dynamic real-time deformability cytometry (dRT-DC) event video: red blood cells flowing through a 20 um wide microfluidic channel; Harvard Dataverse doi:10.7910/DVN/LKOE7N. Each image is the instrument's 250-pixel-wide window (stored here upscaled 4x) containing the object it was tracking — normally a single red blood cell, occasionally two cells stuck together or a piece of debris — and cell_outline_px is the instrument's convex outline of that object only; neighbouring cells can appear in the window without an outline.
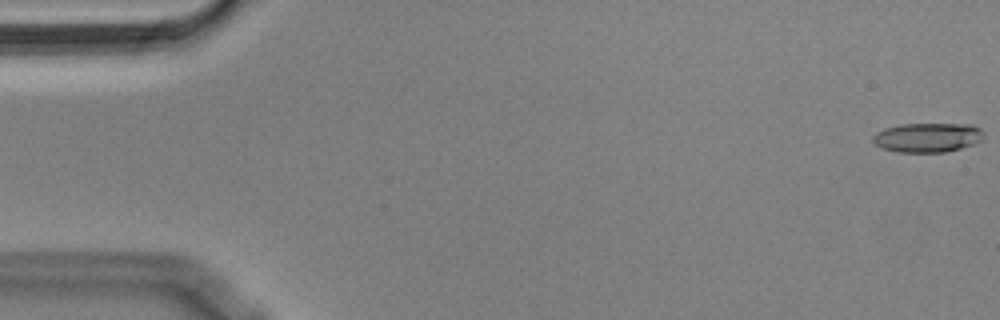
{"species": "Egyptian fruit bat (a non-hibernating species)", "species_latin": "Rousettus aegyptiacus", "temperature_condition": "cold", "stored_images_in_passage": 8, "camera_frame_rate_fps": 3000, "um_per_image_px": 0.085, "animal": {"sex": "male"}, "frame": {"image": 1, "passage_image": 1, "time_ms": 0.0, "image_size_px": [1000, 320], "cell_outline_px": [[984, 140], [960, 148], [944, 152], [900, 152], [884, 148], [876, 144], [872, 140], [872, 136], [876, 132], [884, 128], [900, 124], [972, 124], [980, 128], [984, 132]], "centroid_in_image_um": [78.87, 11.67], "position_along_channel_um": 6.1, "area_um2": 19.02}}